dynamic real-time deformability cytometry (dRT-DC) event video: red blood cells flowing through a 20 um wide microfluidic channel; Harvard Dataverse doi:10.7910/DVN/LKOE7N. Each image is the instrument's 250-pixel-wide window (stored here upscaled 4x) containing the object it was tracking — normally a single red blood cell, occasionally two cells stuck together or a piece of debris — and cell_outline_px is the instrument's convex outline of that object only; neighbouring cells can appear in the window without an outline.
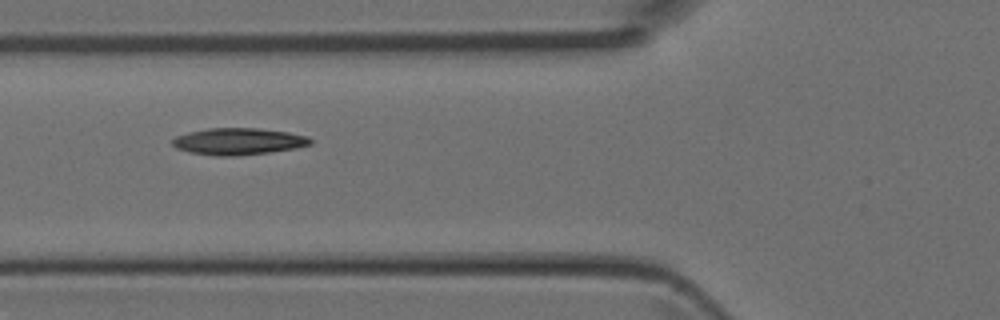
{"species": "Egyptian fruit bat (a non-hibernating species)", "species_latin": "Rousettus aegyptiacus", "temperature_condition": "room temperature", "stored_images_in_passage": 5, "camera_frame_rate_fps": 3000, "um_per_image_px": 0.085, "animal": {"sex": "female"}, "frame": {"image": 1, "passage_image": 3, "time_ms": 0.667, "image_size_px": [1000, 320], "cell_outline_px": [[312, 144], [296, 148], [268, 152], [236, 156], [216, 156], [188, 152], [176, 148], [172, 144], [172, 140], [176, 136], [188, 132], [208, 128], [260, 128], [288, 132], [308, 136], [312, 140]], "centroid_in_image_um": [20.26, 12.02], "position_along_channel_um": 105.5, "area_um2": 21.62}}
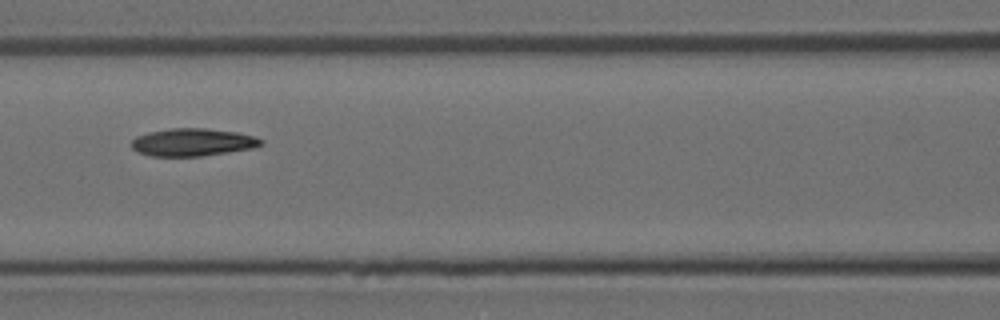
{"frame": {"image": 2, "passage_image": 4, "time_ms": 1.0, "image_size_px": [1000, 320], "cell_outline_px": [[264, 144], [252, 148], [228, 152], [200, 156], [152, 156], [136, 152], [132, 148], [132, 140], [136, 136], [148, 132], [172, 128], [204, 128], [236, 132], [256, 136], [264, 140]], "centroid_in_image_um": [16.38, 12.09], "position_along_channel_um": 150.2, "area_um2": 20.92}}
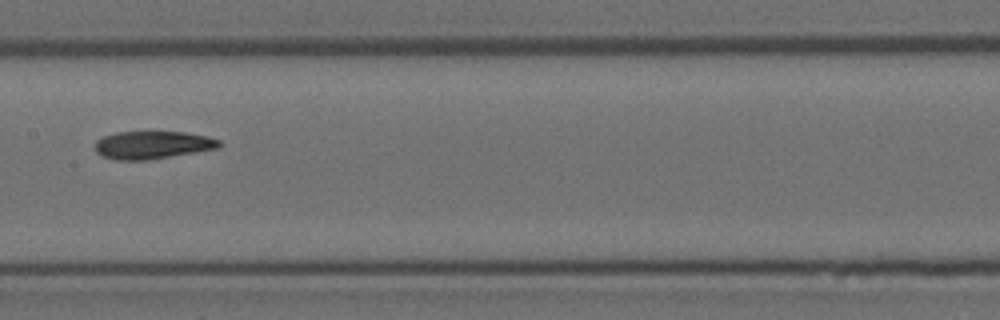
{"frame": {"image": 3, "passage_image": 5, "time_ms": 1.333, "image_size_px": [1000, 320], "cell_outline_px": [[220, 148], [148, 160], [116, 160], [100, 156], [96, 152], [96, 140], [104, 136], [116, 132], [184, 132], [208, 136], [220, 140]], "centroid_in_image_um": [12.96, 12.33], "position_along_channel_um": 194.4, "area_um2": 20.17}}